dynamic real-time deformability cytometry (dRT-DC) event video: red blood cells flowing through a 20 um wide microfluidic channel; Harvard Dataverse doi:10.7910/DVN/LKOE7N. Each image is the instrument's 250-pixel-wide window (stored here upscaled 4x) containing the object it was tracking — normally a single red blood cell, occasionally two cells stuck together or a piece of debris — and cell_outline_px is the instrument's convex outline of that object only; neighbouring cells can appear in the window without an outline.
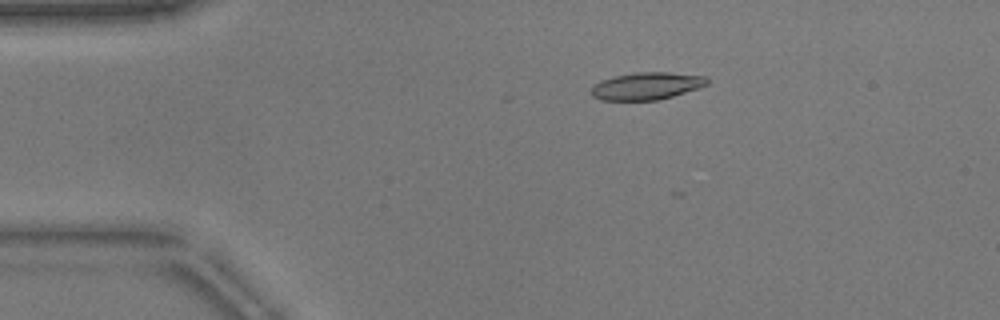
{"species": "common noctule bat (a hibernating species)", "species_latin": "Nyctalus noctula", "temperature_condition": "warm", "stored_images_in_passage": 15, "camera_frame_rate_fps": 3000, "um_per_image_px": 0.085, "animal": {"sex": "male", "body_mass_g": 17.9}, "frame": {"image": 1, "passage_image": 10, "time_ms": 3.0, "image_size_px": [1000, 320], "cell_outline_px": [[708, 84], [700, 88], [672, 96], [656, 100], [600, 100], [592, 96], [592, 88], [600, 80], [612, 76], [632, 72], [668, 72], [704, 76], [708, 80]], "centroid_in_image_um": [54.95, 7.3], "position_along_channel_um": 30.0, "area_um2": 18.5}}